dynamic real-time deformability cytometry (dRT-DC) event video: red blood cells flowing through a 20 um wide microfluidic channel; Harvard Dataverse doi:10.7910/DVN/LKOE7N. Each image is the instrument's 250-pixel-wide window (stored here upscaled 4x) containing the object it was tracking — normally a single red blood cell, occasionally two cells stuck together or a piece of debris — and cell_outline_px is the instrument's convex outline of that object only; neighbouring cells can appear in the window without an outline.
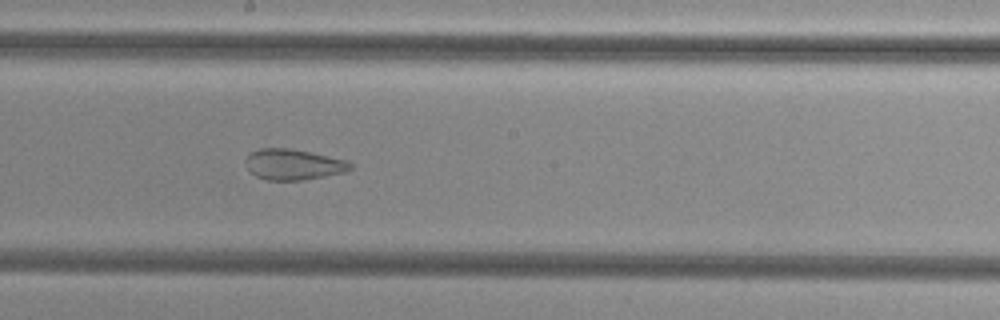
{"species": "common noctule bat (a hibernating species)", "species_latin": "Nyctalus noctula", "temperature_condition": "cold", "stored_images_in_passage": 38, "camera_frame_rate_fps": 3000, "um_per_image_px": 0.085, "animal": {"sex": "female", "body_mass_g": 29.2, "forearm_length_mm": 56.3}, "frame": {"image": 1, "passage_image": 13, "time_ms": 4.0, "image_size_px": [1000, 320], "cell_outline_px": [[352, 168], [344, 172], [324, 176], [300, 180], [268, 180], [256, 176], [244, 164], [244, 160], [248, 152], [260, 148], [292, 148], [348, 160], [352, 164]], "centroid_in_image_um": [24.9, 13.96], "position_along_channel_um": 223.3, "area_um2": 18.9}}
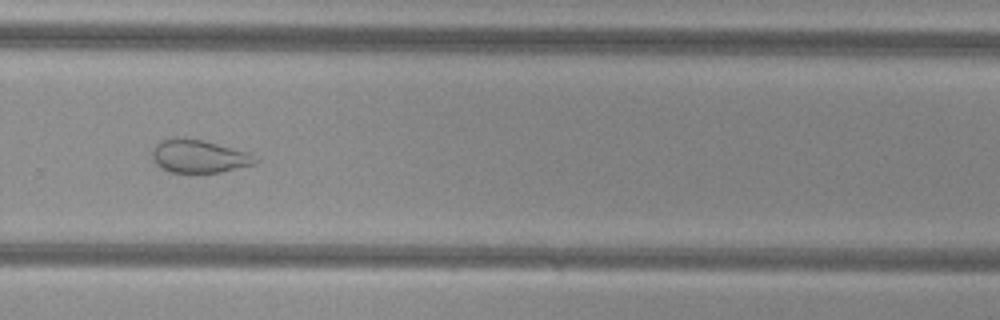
{"frame": {"image": 2, "passage_image": 20, "time_ms": 6.333, "image_size_px": [1000, 320], "cell_outline_px": [[260, 160], [256, 164], [220, 172], [168, 172], [156, 164], [152, 160], [152, 148], [160, 140], [204, 140], [248, 152]], "centroid_in_image_um": [16.94, 13.31], "position_along_channel_um": 312.9, "area_um2": 19.48}}
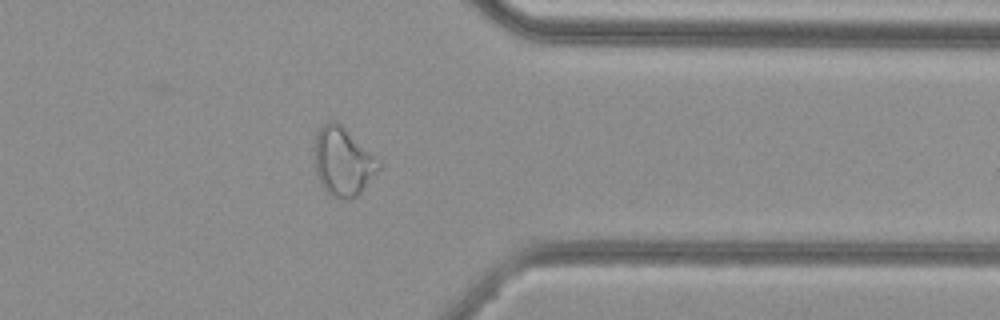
{"frame": {"image": 3, "passage_image": 26, "time_ms": 8.333, "image_size_px": [1000, 320], "cell_outline_px": [[380, 168], [360, 192], [356, 196], [344, 200], [332, 196], [320, 184], [316, 176], [312, 148], [316, 132], [328, 120], [336, 120], [380, 160]], "centroid_in_image_um": [29.09, 13.71], "position_along_channel_um": 382.3, "area_um2": 25.89}, "authors_computed_cell_mechanics": {"area_um2": 23.0333, "velocity_mm_per_s": 3.8435, "shape_relaxation_time_tau1_ms": null, "shape_relaxation_time_tau2_ms": 1.604, "deformation_change_tau1": null, "deformation_change_tau2": 0.083}}